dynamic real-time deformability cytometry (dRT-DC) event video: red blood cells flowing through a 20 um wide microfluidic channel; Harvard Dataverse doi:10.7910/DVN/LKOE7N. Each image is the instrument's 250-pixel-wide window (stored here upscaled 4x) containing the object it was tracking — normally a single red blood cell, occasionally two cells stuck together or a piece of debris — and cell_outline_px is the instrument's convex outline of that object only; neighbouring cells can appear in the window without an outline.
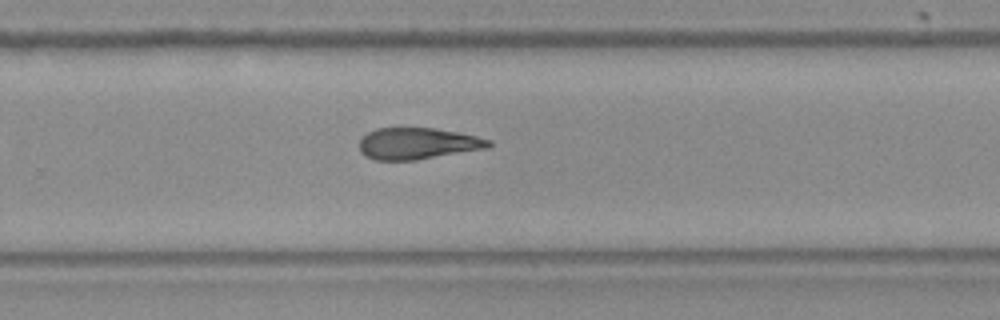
{"species": "Egyptian fruit bat (a non-hibernating species)", "species_latin": "Rousettus aegyptiacus", "temperature_condition": "room temperature", "stored_images_in_passage": 10, "camera_frame_rate_fps": 3000, "um_per_image_px": 0.085, "frame": {"image": 1, "passage_image": 10, "time_ms": 3.0, "image_size_px": [1000, 320], "cell_outline_px": [[492, 144], [488, 148], [416, 160], [376, 160], [364, 156], [360, 152], [360, 140], [368, 132], [376, 128], [436, 128], [460, 132], [492, 140]], "centroid_in_image_um": [35.52, 12.2], "position_along_channel_um": 294.3, "area_um2": 23.87}}